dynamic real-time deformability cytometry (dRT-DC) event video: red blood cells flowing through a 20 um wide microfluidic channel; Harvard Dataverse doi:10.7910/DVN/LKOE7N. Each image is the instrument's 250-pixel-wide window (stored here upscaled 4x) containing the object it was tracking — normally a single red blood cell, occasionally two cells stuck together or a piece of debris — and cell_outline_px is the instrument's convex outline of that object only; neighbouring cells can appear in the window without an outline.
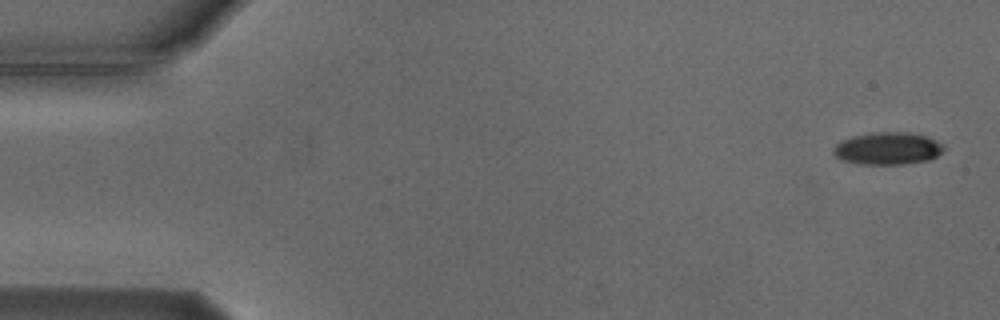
{"species": "Egyptian fruit bat (a non-hibernating species)", "species_latin": "Rousettus aegyptiacus", "temperature_condition": "cold", "stored_images_in_passage": 6, "segment_of_instrument_passage": [1, 2], "camera_frame_rate_fps": 3000, "um_per_image_px": 0.085, "animal": {"sex": "male"}, "frame": {"image": 1, "passage_image": 1, "time_ms": 0.0, "image_size_px": [1000, 320], "cell_outline_px": [[944, 148], [936, 156], [928, 160], [900, 164], [860, 164], [844, 160], [836, 156], [832, 152], [832, 148], [836, 144], [852, 136], [872, 132], [908, 132], [924, 136], [944, 144]], "centroid_in_image_um": [75.43, 12.61], "position_along_channel_um": 9.6, "area_um2": 20.58}}
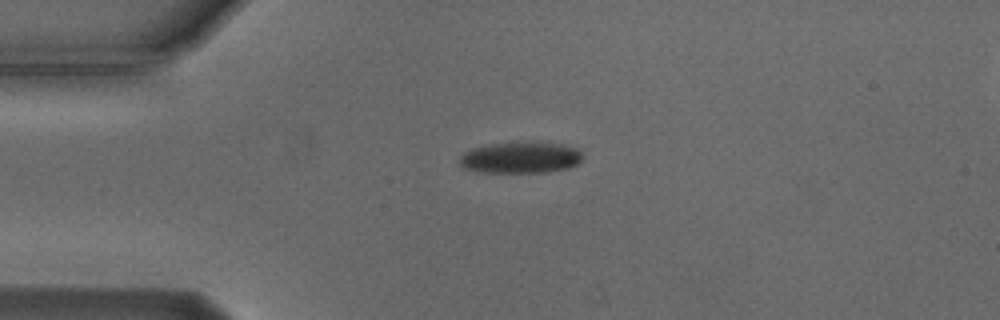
{"frame": {"image": 2, "passage_image": 4, "time_ms": 3.667, "image_size_px": [1000, 320], "cell_outline_px": [[580, 160], [576, 164], [568, 168], [548, 172], [480, 172], [464, 168], [460, 164], [460, 156], [464, 152], [472, 148], [488, 144], [536, 140], [564, 144], [576, 148], [580, 152]], "centroid_in_image_um": [44.24, 13.36], "position_along_channel_um": 40.8, "area_um2": 22.83}}